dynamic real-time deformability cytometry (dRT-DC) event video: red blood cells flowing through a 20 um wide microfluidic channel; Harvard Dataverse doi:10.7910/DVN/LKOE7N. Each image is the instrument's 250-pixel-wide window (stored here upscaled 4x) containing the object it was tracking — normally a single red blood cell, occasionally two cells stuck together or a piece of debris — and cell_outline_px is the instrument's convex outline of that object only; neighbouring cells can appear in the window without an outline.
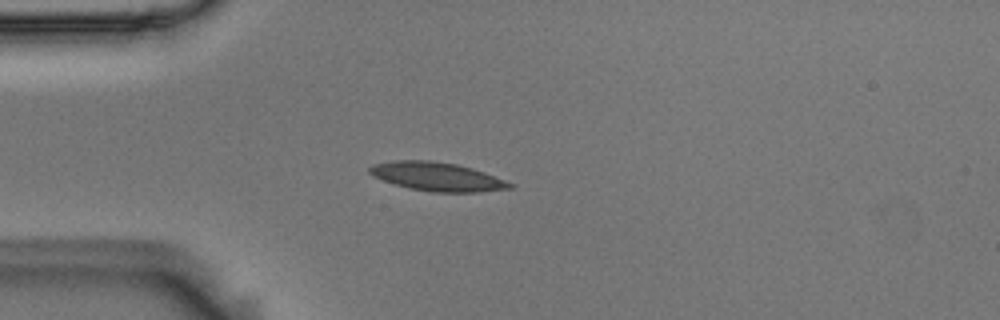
{"species": "Egyptian fruit bat (a non-hibernating species)", "species_latin": "Rousettus aegyptiacus", "temperature_condition": "room temperature", "stored_images_in_passage": 4, "camera_frame_rate_fps": 3000, "um_per_image_px": 0.085, "animal": {"sex": "male"}, "frame": {"image": 1, "passage_image": 4, "time_ms": 1.0, "image_size_px": [1000, 320], "cell_outline_px": [[516, 184], [512, 188], [480, 192], [432, 192], [408, 188], [372, 176], [368, 172], [368, 168], [372, 164], [396, 160], [432, 160], [456, 164], [472, 168], [484, 172]], "centroid_in_image_um": [37.16, 15.01], "position_along_channel_um": 47.8, "area_um2": 23.52}}